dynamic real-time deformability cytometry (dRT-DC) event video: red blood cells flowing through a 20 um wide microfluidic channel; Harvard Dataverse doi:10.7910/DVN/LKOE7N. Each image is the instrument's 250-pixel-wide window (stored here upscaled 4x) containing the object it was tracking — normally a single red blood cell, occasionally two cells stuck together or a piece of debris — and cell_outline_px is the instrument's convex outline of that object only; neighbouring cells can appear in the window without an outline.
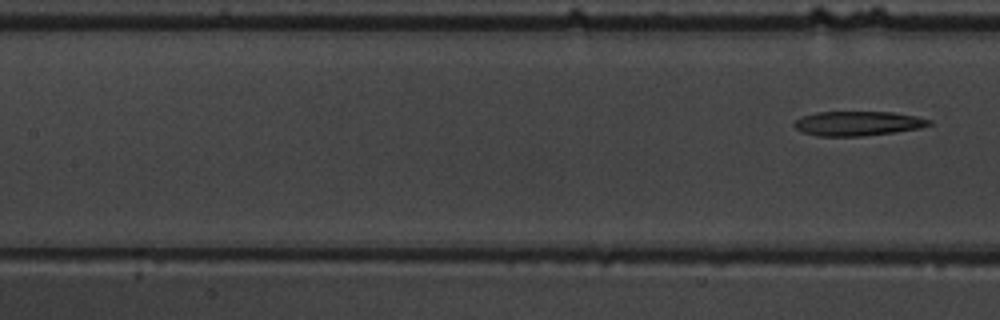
{"species": "common noctule bat (a hibernating species)", "species_latin": "Nyctalus noctula", "temperature_condition": "warm", "stored_images_in_passage": 9, "segment_of_instrument_passage": [2, 2], "camera_frame_rate_fps": 3000, "um_per_image_px": 0.085, "animal": {"sex": "male", "body_mass_g": 19.5, "forearm_length_mm": 54.6}, "frame": {"image": 1, "passage_image": 9, "time_ms": 9.333, "image_size_px": [1000, 320], "cell_outline_px": [[932, 124], [920, 128], [892, 132], [860, 136], [816, 136], [804, 132], [796, 128], [792, 124], [796, 120], [804, 116], [816, 112], [892, 112], [932, 120]], "centroid_in_image_um": [72.89, 10.49], "position_along_channel_um": 134.5, "area_um2": 18.96}}